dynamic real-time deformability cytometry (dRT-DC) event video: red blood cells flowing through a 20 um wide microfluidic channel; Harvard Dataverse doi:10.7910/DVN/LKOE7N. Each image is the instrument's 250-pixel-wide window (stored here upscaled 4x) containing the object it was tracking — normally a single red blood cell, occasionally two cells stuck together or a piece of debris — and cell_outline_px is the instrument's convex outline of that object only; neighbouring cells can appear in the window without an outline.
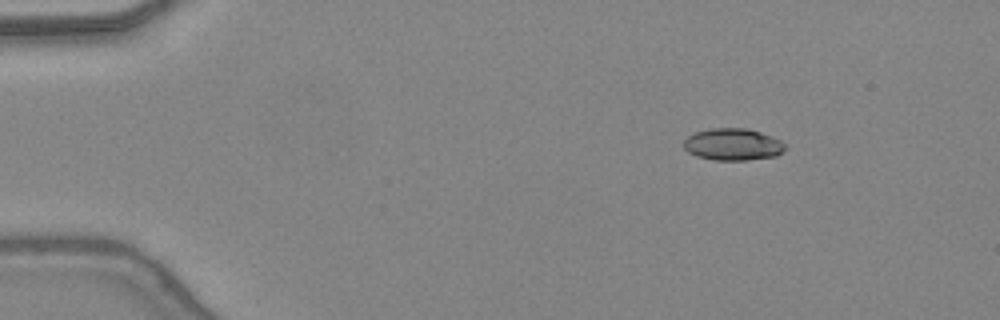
{"species": "common noctule bat (a hibernating species)", "species_latin": "Nyctalus noctula", "temperature_condition": "warm", "stored_images_in_passage": 9, "camera_frame_rate_fps": 3000, "um_per_image_px": 0.085, "animal": {"sex": "female", "body_mass_g": 24.6, "forearm_length_mm": 56.2}, "frame": {"image": 1, "passage_image": 1, "time_ms": 0.0, "image_size_px": [1000, 320], "cell_outline_px": [[784, 152], [776, 156], [744, 160], [712, 160], [696, 156], [688, 152], [684, 148], [684, 140], [688, 136], [696, 132], [712, 128], [744, 128], [760, 132], [772, 136], [780, 140], [784, 144]], "centroid_in_image_um": [62.28, 12.28], "position_along_channel_um": 22.7, "area_um2": 18.84}}
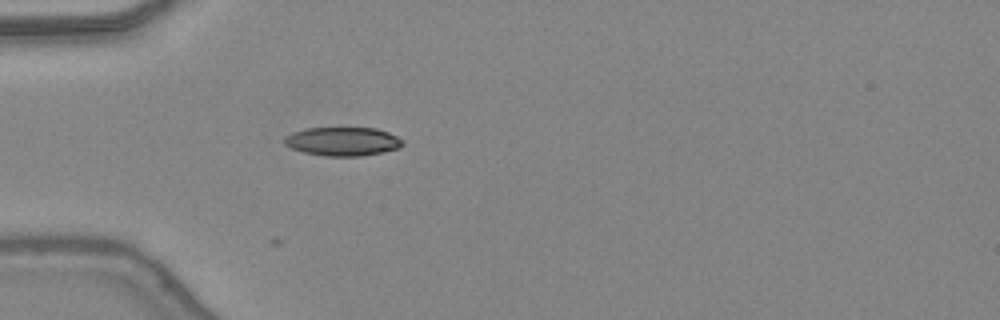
{"frame": {"image": 2, "passage_image": 9, "time_ms": 2.667, "image_size_px": [1000, 320], "cell_outline_px": [[404, 144], [400, 148], [360, 156], [324, 156], [304, 152], [292, 148], [284, 144], [284, 136], [292, 132], [304, 128], [376, 128], [388, 132], [404, 140]], "centroid_in_image_um": [29.12, 12.01], "position_along_channel_um": 55.9, "area_um2": 19.83}}